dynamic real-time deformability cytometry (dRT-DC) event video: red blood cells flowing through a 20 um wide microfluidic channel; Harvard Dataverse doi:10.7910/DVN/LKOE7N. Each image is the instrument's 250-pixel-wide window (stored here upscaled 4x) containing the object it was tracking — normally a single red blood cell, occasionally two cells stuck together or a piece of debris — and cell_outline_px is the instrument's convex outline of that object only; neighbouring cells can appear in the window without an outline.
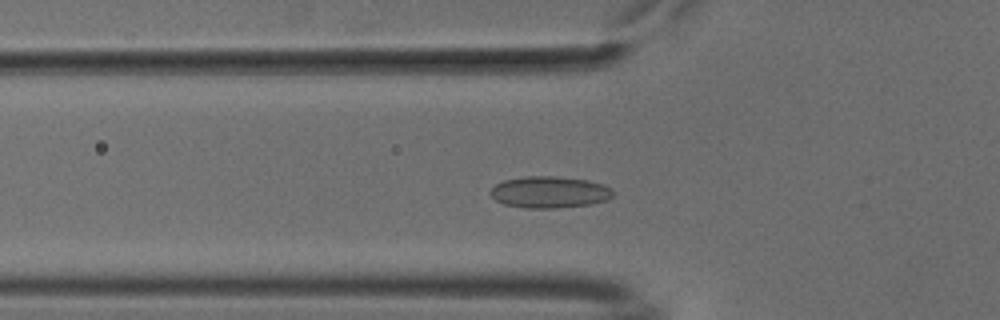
{"species": "common noctule bat (a hibernating species)", "species_latin": "Nyctalus noctula", "temperature_condition": "cold", "stored_images_in_passage": 37, "camera_frame_rate_fps": 3000, "um_per_image_px": 0.085, "animal": {"sex": "male", "body_mass_g": 18.8}, "frame": {"image": 1, "passage_image": 2, "time_ms": 0.333, "image_size_px": [1000, 320], "cell_outline_px": [[616, 192], [612, 196], [604, 200], [588, 204], [556, 208], [524, 208], [504, 204], [496, 200], [488, 192], [496, 184], [504, 180], [524, 176], [552, 176], [588, 180], [612, 188]], "centroid_in_image_um": [46.68, 16.33], "position_along_channel_um": 79.1, "area_um2": 22.48}}
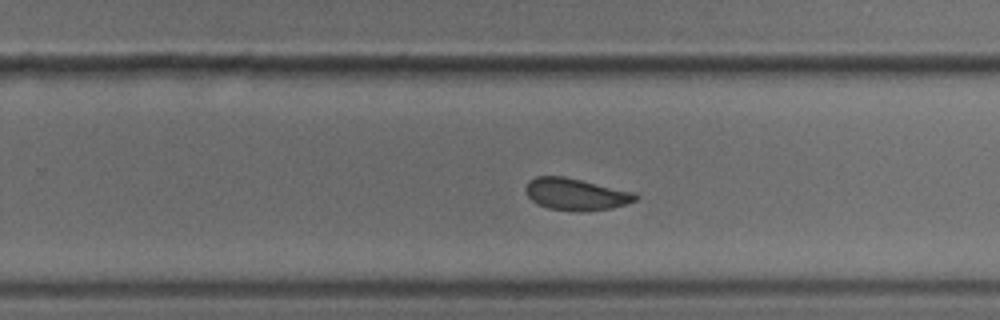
{"frame": {"image": 2, "passage_image": 18, "time_ms": 5.667, "image_size_px": [1000, 320], "cell_outline_px": [[640, 196], [636, 200], [628, 204], [612, 208], [584, 212], [576, 212], [548, 208], [536, 204], [528, 196], [524, 188], [528, 180], [536, 176], [564, 176], [632, 192]], "centroid_in_image_um": [48.92, 16.52], "position_along_channel_um": 280.9, "area_um2": 20.58}}
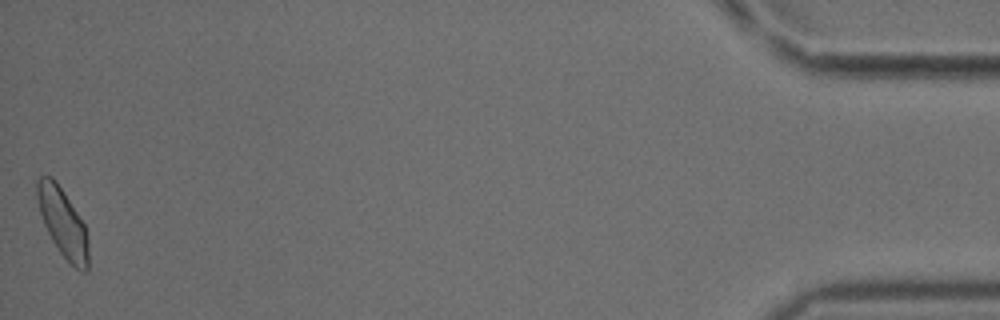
{"frame": {"image": 3, "passage_image": 37, "time_ms": 12.0, "image_size_px": [1000, 320], "cell_outline_px": [[88, 268], [84, 272], [80, 272], [60, 252], [52, 240], [44, 224], [40, 212], [36, 196], [36, 180], [40, 176], [52, 176], [84, 224], [88, 236]], "centroid_in_image_um": [5.33, 18.93], "position_along_channel_um": 429.9, "area_um2": 20.06}, "authors_computed_cell_mechanics": {"area_um2": 20.6346, "velocity_mm_per_s": 3.7752, "shape_relaxation_time_tau1_ms": null, "shape_relaxation_time_tau2_ms": 1.539, "deformation_change_tau1": null, "deformation_change_tau2": 0.0667}}